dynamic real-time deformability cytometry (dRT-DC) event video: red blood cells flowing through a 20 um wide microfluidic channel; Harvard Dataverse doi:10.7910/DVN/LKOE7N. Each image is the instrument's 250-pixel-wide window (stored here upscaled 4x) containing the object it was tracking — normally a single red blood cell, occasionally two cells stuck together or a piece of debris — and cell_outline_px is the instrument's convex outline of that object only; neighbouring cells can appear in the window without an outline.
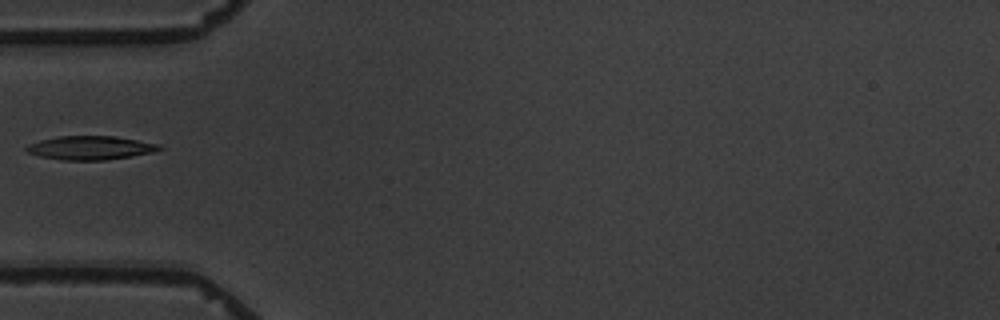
{"species": "common noctule bat (a hibernating species)", "species_latin": "Nyctalus noctula", "temperature_condition": "warm", "stored_images_in_passage": 5, "camera_frame_rate_fps": 3000, "um_per_image_px": 0.085, "animal": {"sex": "male", "body_mass_g": 19.5, "forearm_length_mm": 54.6}, "frame": {"image": 1, "passage_image": 5, "time_ms": 5.667, "image_size_px": [1000, 320], "cell_outline_px": [[164, 148], [152, 152], [108, 160], [60, 160], [40, 156], [28, 152], [24, 148], [28, 144], [40, 140], [60, 136], [116, 136], [160, 144]], "centroid_in_image_um": [7.68, 12.56], "position_along_channel_um": 77.3, "area_um2": 18.38}}